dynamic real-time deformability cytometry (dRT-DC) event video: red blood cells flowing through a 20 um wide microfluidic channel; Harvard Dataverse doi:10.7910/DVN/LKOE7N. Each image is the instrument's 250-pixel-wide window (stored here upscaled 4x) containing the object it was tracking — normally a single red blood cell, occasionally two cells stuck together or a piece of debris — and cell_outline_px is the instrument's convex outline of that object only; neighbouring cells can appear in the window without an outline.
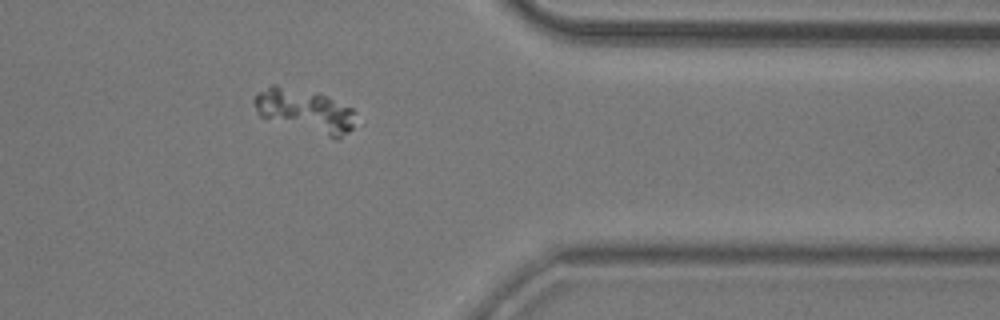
{"species": "common noctule bat (a hibernating species)", "species_latin": "Nyctalus noctula", "temperature_condition": "room temperature", "stored_images_in_passage": 36, "segment_of_instrument_passage": [2, 2], "camera_frame_rate_fps": 3000, "um_per_image_px": 0.085, "animal": {"sex": "male", "body_mass_g": 20.5, "forearm_length_mm": 52.5}, "frame": {"image": 1, "passage_image": 26, "time_ms": 8.333, "image_size_px": [1000, 320], "cell_outline_px": [[356, 112], [352, 128], [348, 132], [336, 140], [260, 116], [252, 100], [256, 92], [272, 84], [276, 84], [316, 92], [352, 108]], "centroid_in_image_um": [25.91, 9.39], "position_along_channel_um": 385.5, "area_um2": 25.55}}
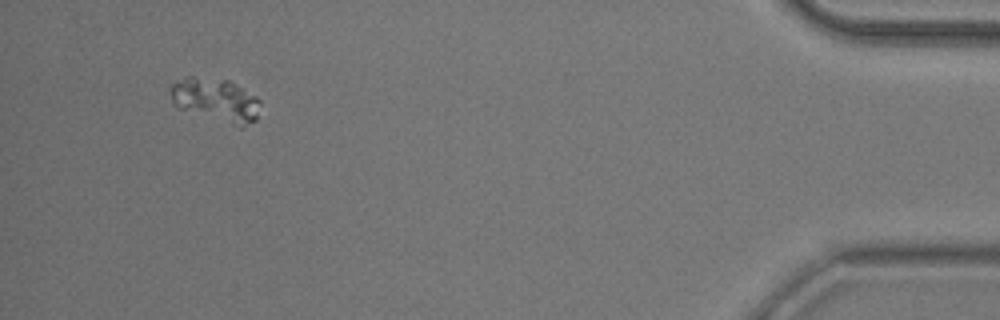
{"frame": {"image": 2, "passage_image": 33, "time_ms": 10.667, "image_size_px": [1000, 320], "cell_outline_px": [[260, 104], [256, 120], [244, 128], [240, 128], [180, 108], [172, 104], [168, 88], [172, 84], [188, 76], [192, 76], [228, 80], [260, 100]], "centroid_in_image_um": [18.32, 8.52], "position_along_channel_um": 416.9, "area_um2": 22.72}}